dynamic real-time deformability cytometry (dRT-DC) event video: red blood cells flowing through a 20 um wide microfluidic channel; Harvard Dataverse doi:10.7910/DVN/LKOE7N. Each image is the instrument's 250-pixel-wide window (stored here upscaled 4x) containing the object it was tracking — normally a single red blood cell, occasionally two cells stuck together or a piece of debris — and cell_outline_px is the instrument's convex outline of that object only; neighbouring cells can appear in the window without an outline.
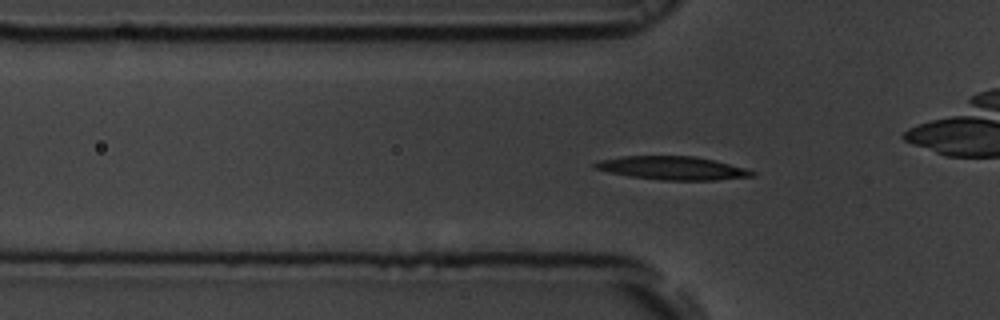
{"species": "common noctule bat (a hibernating species)", "species_latin": "Nyctalus noctula", "temperature_condition": "room temperature", "stored_images_in_passage": 49, "camera_frame_rate_fps": 3000, "um_per_image_px": 0.085, "animal": {"sex": "male", "body_mass_g": 19.5, "forearm_length_mm": 54.6}, "frame": {"image": 1, "passage_image": 11, "time_ms": 3.333, "image_size_px": [1000, 320], "cell_outline_px": [[756, 176], [716, 180], [664, 180], [628, 176], [592, 168], [592, 164], [600, 160], [624, 156], [692, 156], [716, 160], [744, 168], [756, 172]], "centroid_in_image_um": [57.17, 14.28], "position_along_channel_um": 68.6, "area_um2": 21.39}}
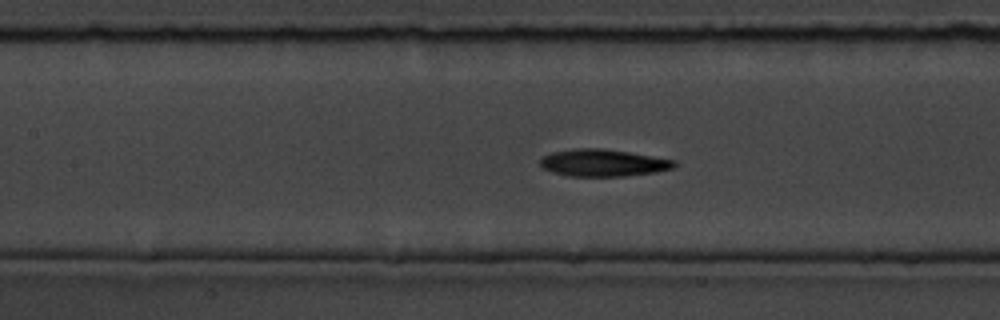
{"frame": {"image": 2, "passage_image": 18, "time_ms": 5.667, "image_size_px": [1000, 320], "cell_outline_px": [[676, 164], [672, 168], [656, 172], [624, 176], [568, 176], [552, 172], [544, 168], [540, 164], [540, 160], [544, 156], [552, 152], [576, 148], [600, 148], [628, 152], [676, 160]], "centroid_in_image_um": [51.26, 13.84], "position_along_channel_um": 156.1, "area_um2": 21.04}}
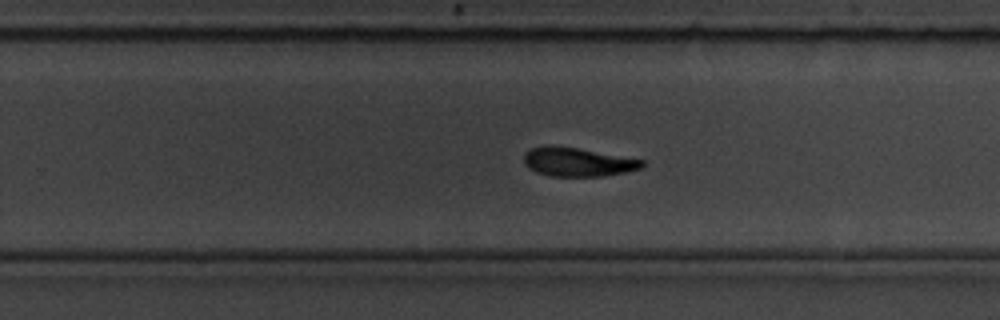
{"frame": {"image": 3, "passage_image": 28, "time_ms": 9.0, "image_size_px": [1000, 320], "cell_outline_px": [[644, 164], [640, 168], [624, 172], [604, 176], [548, 176], [536, 172], [528, 168], [524, 164], [524, 152], [528, 148], [548, 144], [576, 148], [644, 160]], "centroid_in_image_um": [49.01, 13.76], "position_along_channel_um": 280.8, "area_um2": 19.88}, "authors_computed_cell_mechanics": {"area_um2": 20.519, "velocity_mm_per_s": 3.7508, "shape_relaxation_time_tau1_ms": 3.3103, "shape_relaxation_time_tau2_ms": 3.7327, "deformation_change_tau1": 0.1348, "deformation_change_tau2": 0.1111}}